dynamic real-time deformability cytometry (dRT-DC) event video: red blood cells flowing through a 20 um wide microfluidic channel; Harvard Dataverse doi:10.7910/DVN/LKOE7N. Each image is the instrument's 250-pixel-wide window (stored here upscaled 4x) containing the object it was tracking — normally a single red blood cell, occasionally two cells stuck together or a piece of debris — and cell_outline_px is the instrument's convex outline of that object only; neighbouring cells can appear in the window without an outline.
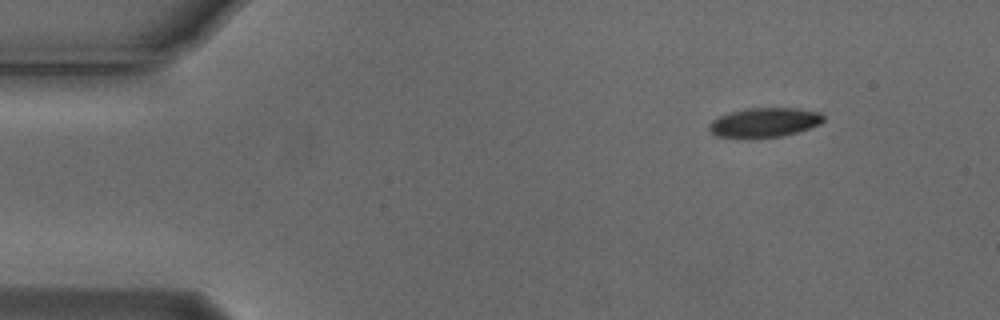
{"species": "Egyptian fruit bat (a non-hibernating species)", "species_latin": "Rousettus aegyptiacus", "temperature_condition": "cold", "stored_images_in_passage": 4, "camera_frame_rate_fps": 3000, "um_per_image_px": 0.085, "animal": {"sex": "male"}, "frame": {"image": 1, "passage_image": 1, "time_ms": 0.0, "image_size_px": [1000, 320], "cell_outline_px": [[824, 120], [820, 124], [796, 132], [780, 136], [744, 140], [716, 136], [708, 128], [708, 124], [712, 120], [728, 112], [748, 108], [796, 108], [820, 112], [824, 116]], "centroid_in_image_um": [64.92, 10.43], "position_along_channel_um": 20.1, "area_um2": 20.0}}
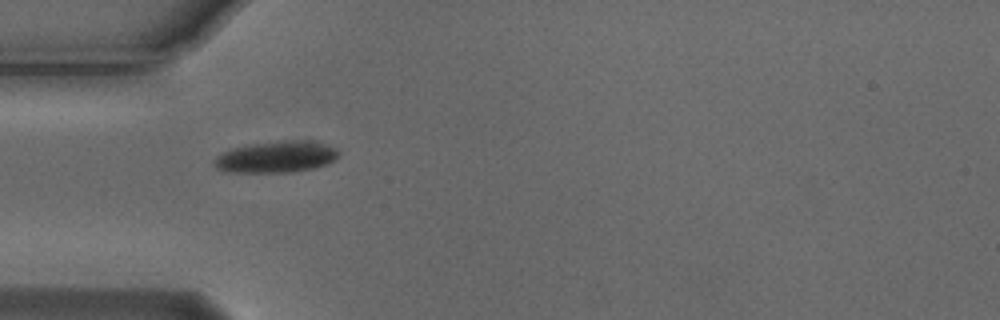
{"frame": {"image": 2, "passage_image": 4, "time_ms": 1.0, "image_size_px": [1000, 320], "cell_outline_px": [[340, 156], [336, 160], [328, 164], [312, 168], [292, 172], [224, 172], [216, 168], [212, 164], [212, 160], [216, 156], [232, 148], [252, 144], [280, 140], [312, 140], [336, 148], [340, 152]], "centroid_in_image_um": [23.49, 13.33], "position_along_channel_um": 61.5, "area_um2": 23.18}}